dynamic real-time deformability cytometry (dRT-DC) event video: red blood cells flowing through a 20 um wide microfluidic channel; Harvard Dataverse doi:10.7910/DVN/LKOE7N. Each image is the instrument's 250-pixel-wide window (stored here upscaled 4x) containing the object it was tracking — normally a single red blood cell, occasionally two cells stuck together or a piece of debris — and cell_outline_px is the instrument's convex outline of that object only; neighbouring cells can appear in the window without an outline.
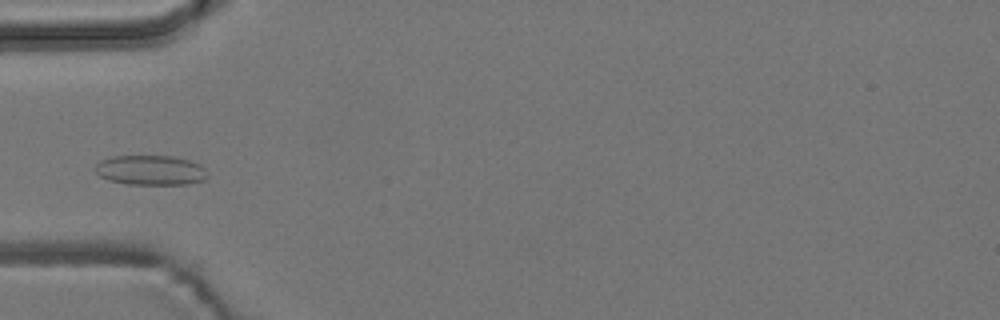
{"species": "common noctule bat (a hibernating species)", "species_latin": "Nyctalus noctula", "temperature_condition": "room temperature", "stored_images_in_passage": 4, "camera_frame_rate_fps": 3000, "um_per_image_px": 0.085, "animal": {"sex": "male", "body_mass_g": 19.2, "forearm_length_mm": 51.8}, "frame": {"image": 1, "passage_image": 4, "time_ms": 3.333, "image_size_px": [1000, 320], "cell_outline_px": [[208, 176], [204, 180], [188, 184], [128, 184], [108, 180], [100, 176], [96, 172], [96, 164], [100, 160], [112, 156], [172, 156], [188, 160], [200, 164], [204, 168]], "centroid_in_image_um": [12.8, 14.46], "position_along_channel_um": 72.2, "area_um2": 19.48}}